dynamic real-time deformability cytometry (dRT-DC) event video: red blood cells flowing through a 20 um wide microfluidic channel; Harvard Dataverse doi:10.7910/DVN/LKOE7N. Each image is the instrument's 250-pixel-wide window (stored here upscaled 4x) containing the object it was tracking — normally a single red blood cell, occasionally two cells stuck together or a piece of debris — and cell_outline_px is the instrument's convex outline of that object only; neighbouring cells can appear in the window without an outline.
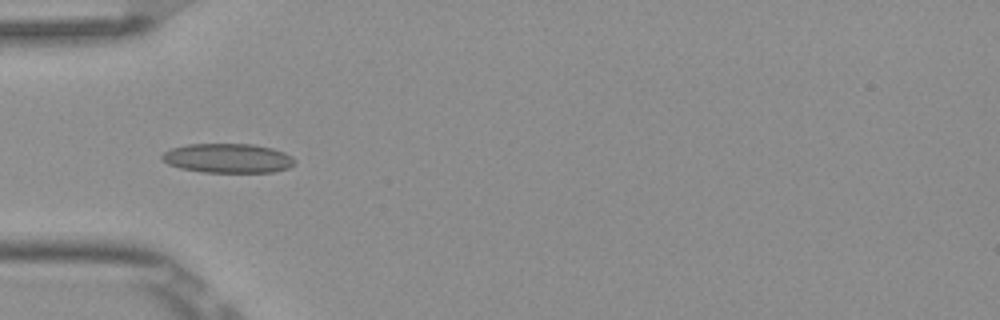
{"species": "Egyptian fruit bat (a non-hibernating species)", "species_latin": "Rousettus aegyptiacus", "temperature_condition": "room temperature", "stored_images_in_passage": 8, "camera_frame_rate_fps": 3000, "um_per_image_px": 0.085, "frame": {"image": 1, "passage_image": 4, "time_ms": 1.0, "image_size_px": [1000, 320], "cell_outline_px": [[296, 160], [288, 168], [272, 172], [204, 172], [180, 168], [168, 164], [160, 156], [164, 152], [172, 148], [188, 144], [252, 144], [272, 148], [284, 152], [292, 156]], "centroid_in_image_um": [19.37, 13.44], "position_along_channel_um": 65.6, "area_um2": 22.6}}
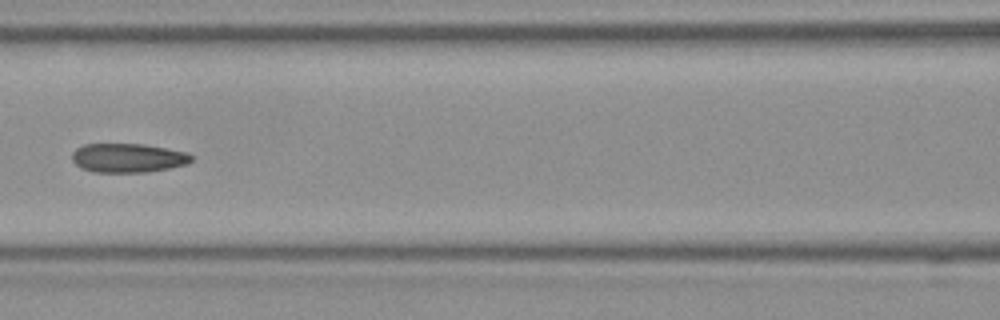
{"frame": {"image": 2, "passage_image": 6, "time_ms": 1.667, "image_size_px": [1000, 320], "cell_outline_px": [[192, 160], [188, 164], [168, 168], [144, 172], [92, 172], [80, 168], [72, 160], [72, 152], [76, 148], [84, 144], [144, 144], [188, 152], [192, 156]], "centroid_in_image_um": [10.86, 13.42], "position_along_channel_um": 155.7, "area_um2": 20.29}}
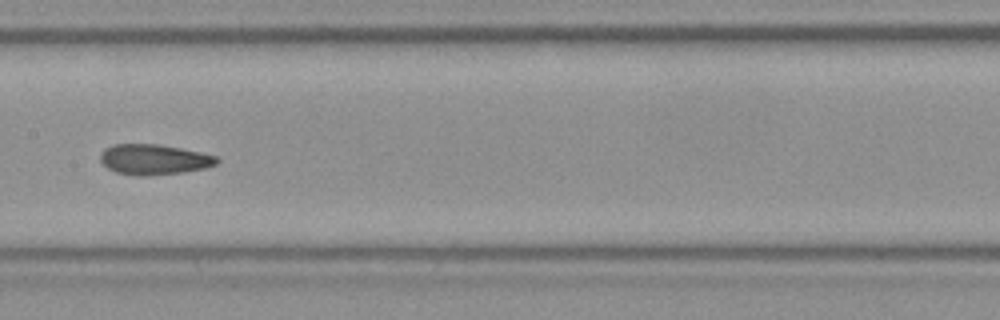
{"frame": {"image": 3, "passage_image": 7, "time_ms": 2.0, "image_size_px": [1000, 320], "cell_outline_px": [[220, 160], [216, 164], [204, 168], [184, 172], [140, 176], [116, 172], [108, 168], [100, 160], [100, 152], [104, 148], [112, 144], [160, 144], [200, 152], [216, 156]], "centroid_in_image_um": [13.07, 13.54], "position_along_channel_um": 194.3, "area_um2": 20.58}}